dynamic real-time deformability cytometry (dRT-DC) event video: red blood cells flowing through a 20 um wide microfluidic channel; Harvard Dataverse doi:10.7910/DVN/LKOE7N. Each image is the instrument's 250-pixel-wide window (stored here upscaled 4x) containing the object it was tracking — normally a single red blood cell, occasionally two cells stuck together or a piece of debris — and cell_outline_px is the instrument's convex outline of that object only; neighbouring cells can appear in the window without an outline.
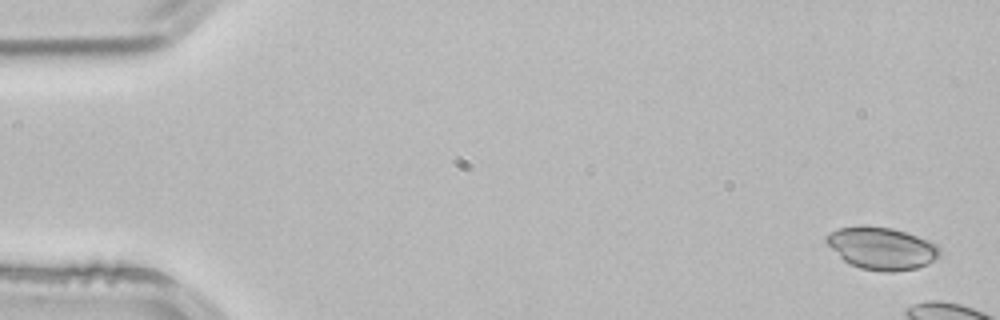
{"species": "common noctule bat (a hibernating species)", "species_latin": "Nyctalus noctula", "temperature_condition": "room temperature", "stored_images_in_passage": 5, "camera_frame_rate_fps": 3000, "um_per_image_px": 0.085, "animal": {"sex": "male", "body_mass_g": 21.5, "forearm_length_mm": 52.0}, "frame": {"image": 1, "passage_image": 1, "time_ms": 0.0, "image_size_px": [1000, 320], "cell_outline_px": [[940, 256], [928, 264], [916, 268], [892, 272], [880, 272], [860, 268], [844, 260], [824, 240], [824, 236], [840, 228], [892, 228], [928, 240], [936, 244], [940, 248]], "centroid_in_image_um": [74.99, 21.15], "position_along_channel_um": 10.0, "area_um2": 27.22}}